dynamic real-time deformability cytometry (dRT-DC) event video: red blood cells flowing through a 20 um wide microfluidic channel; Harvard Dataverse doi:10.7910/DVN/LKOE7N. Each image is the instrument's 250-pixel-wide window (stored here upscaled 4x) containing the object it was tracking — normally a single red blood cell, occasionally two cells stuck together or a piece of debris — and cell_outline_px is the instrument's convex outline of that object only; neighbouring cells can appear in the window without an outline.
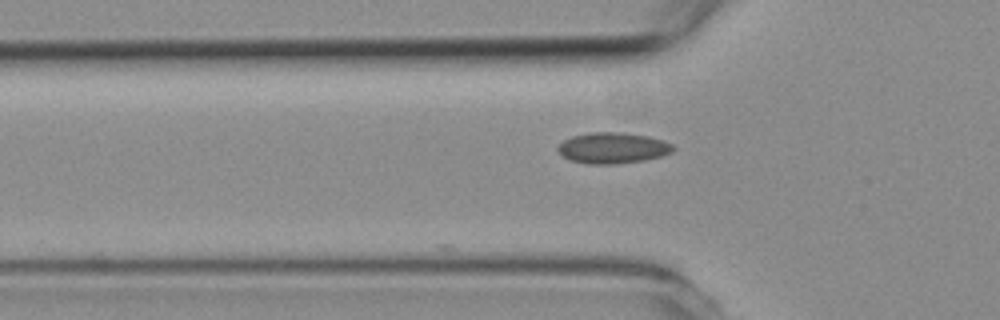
{"species": "common noctule bat (a hibernating species)", "species_latin": "Nyctalus noctula", "temperature_condition": "room temperature", "stored_images_in_passage": 5, "camera_frame_rate_fps": 3000, "um_per_image_px": 0.085, "animal": {"sex": "female", "body_mass_g": 19.3, "forearm_length_mm": 54.1}, "frame": {"image": 1, "passage_image": 4, "time_ms": 3.333, "image_size_px": [1000, 320], "cell_outline_px": [[676, 148], [672, 152], [660, 156], [644, 160], [616, 164], [588, 164], [572, 160], [560, 156], [556, 148], [564, 140], [572, 136], [592, 132], [620, 132], [648, 136], [664, 140], [672, 144]], "centroid_in_image_um": [52.08, 12.58], "position_along_channel_um": 73.7, "area_um2": 20.87}}